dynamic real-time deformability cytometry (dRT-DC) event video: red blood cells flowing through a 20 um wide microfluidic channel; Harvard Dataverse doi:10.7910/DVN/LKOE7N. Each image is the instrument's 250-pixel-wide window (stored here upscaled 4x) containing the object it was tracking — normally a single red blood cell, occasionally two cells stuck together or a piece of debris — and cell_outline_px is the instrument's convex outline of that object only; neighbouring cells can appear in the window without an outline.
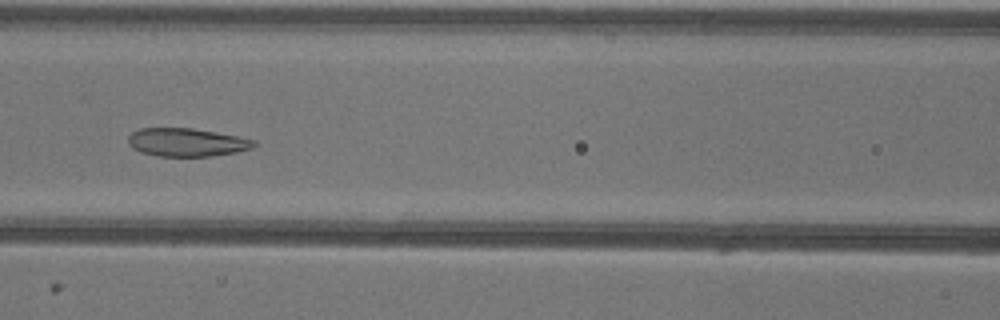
{"species": "common noctule bat (a hibernating species)", "species_latin": "Nyctalus noctula", "temperature_condition": "warm", "stored_images_in_passage": 37, "camera_frame_rate_fps": 3000, "um_per_image_px": 0.085, "animal": {"sex": "female"}, "frame": {"image": 1, "passage_image": 8, "time_ms": 2.333, "image_size_px": [1000, 320], "cell_outline_px": [[256, 144], [252, 148], [236, 152], [212, 156], [156, 156], [140, 152], [132, 148], [128, 144], [128, 136], [132, 132], [140, 128], [192, 128], [216, 132], [256, 140]], "centroid_in_image_um": [15.84, 12.1], "position_along_channel_um": 150.8, "area_um2": 20.75}}
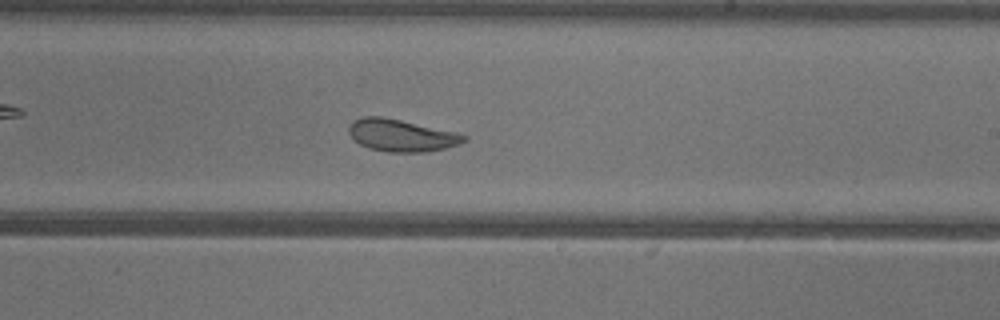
{"frame": {"image": 2, "passage_image": 16, "time_ms": 5.0, "image_size_px": [1000, 320], "cell_outline_px": [[468, 136], [460, 144], [428, 152], [388, 152], [368, 148], [360, 144], [348, 132], [348, 124], [352, 120], [360, 116], [380, 116], [400, 120], [456, 132]], "centroid_in_image_um": [34.08, 11.5], "position_along_channel_um": 254.9, "area_um2": 21.56}}
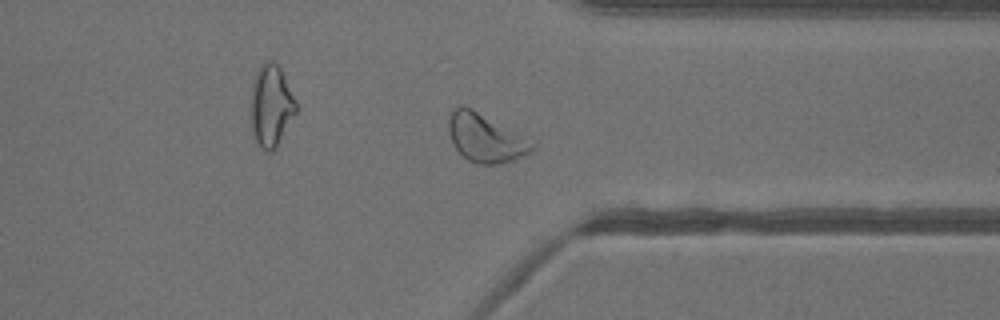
{"frame": {"image": 3, "passage_image": 25, "time_ms": 8.0, "image_size_px": [1000, 320], "cell_outline_px": [[536, 148], [532, 152], [512, 160], [496, 164], [476, 164], [468, 160], [452, 144], [448, 132], [448, 120], [452, 112], [460, 104], [464, 104], [536, 140]], "centroid_in_image_um": [41.33, 11.71], "position_along_channel_um": 370.1, "area_um2": 24.16}, "authors_computed_cell_mechanics": {"area_um2": 22.4842, "velocity_mm_per_s": 3.9235, "shape_relaxation_time_tau1_ms": null, "shape_relaxation_time_tau2_ms": 1.7464, "deformation_change_tau1": null, "deformation_change_tau2": 0.0851}}